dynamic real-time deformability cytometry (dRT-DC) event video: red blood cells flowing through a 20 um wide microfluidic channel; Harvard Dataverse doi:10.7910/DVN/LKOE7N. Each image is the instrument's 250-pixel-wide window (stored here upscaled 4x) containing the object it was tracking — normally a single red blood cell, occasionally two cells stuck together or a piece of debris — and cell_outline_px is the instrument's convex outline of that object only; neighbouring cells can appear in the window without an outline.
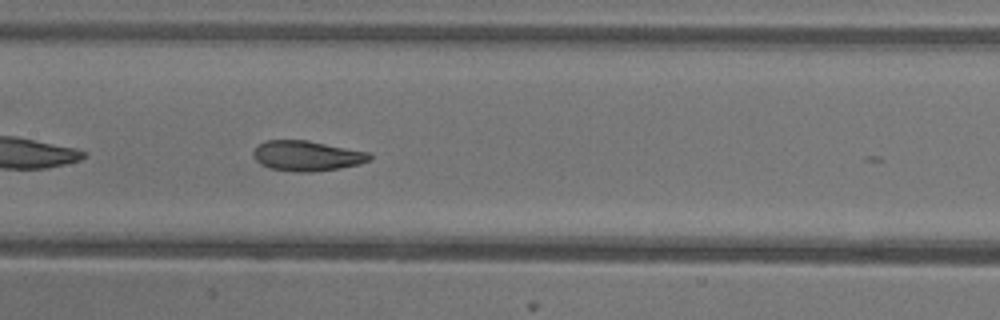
{"species": "common noctule bat (a hibernating species)", "species_latin": "Nyctalus noctula", "temperature_condition": "warm", "stored_images_in_passage": 16, "camera_frame_rate_fps": 3000, "um_per_image_px": 0.085, "animal": {"sex": "female"}, "frame": {"image": 1, "passage_image": 13, "time_ms": 4.0, "image_size_px": [1000, 320], "cell_outline_px": [[372, 160], [360, 164], [340, 168], [312, 172], [296, 172], [268, 168], [260, 164], [252, 156], [252, 152], [260, 144], [268, 140], [308, 140], [368, 152], [372, 156]], "centroid_in_image_um": [26.09, 13.25], "position_along_channel_um": 181.3, "area_um2": 20.58}}